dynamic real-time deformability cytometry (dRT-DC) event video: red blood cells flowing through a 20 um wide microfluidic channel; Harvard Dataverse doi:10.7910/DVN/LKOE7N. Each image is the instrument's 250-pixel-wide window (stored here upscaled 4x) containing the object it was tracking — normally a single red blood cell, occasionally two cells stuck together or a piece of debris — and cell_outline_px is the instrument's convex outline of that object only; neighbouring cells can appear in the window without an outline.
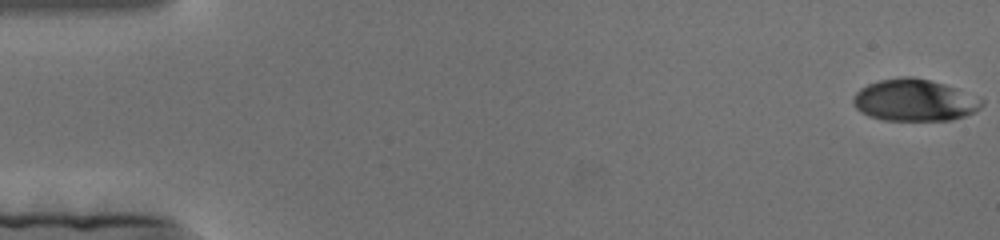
{"species": "human", "species_latin": "Homo sapiens", "temperature_condition": "cold", "stored_images_in_passage": 175, "camera_frame_rate_fps": 3000, "um_per_image_px": 0.085, "donor": {"sex": "female"}, "frame": {"image": 1, "passage_image": 1, "time_ms": 0.0, "image_size_px": [1000, 240], "cell_outline_px": [[984, 104], [976, 112], [952, 120], [884, 120], [868, 116], [860, 112], [856, 108], [852, 100], [852, 96], [860, 88], [868, 84], [880, 80], [900, 76], [912, 76], [944, 84], [956, 88], [984, 100]], "centroid_in_image_um": [77.71, 8.52], "position_along_channel_um": 7.3, "area_um2": 31.5}}
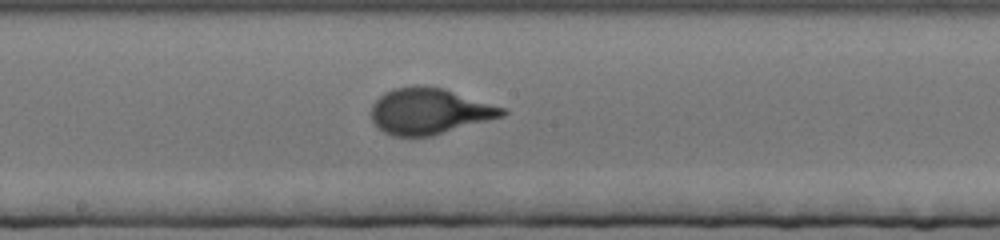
{"frame": {"image": 2, "passage_image": 94, "time_ms": 31.0, "image_size_px": [1000, 240], "cell_outline_px": [[508, 112], [504, 116], [432, 136], [392, 136], [384, 132], [372, 120], [372, 104], [384, 92], [392, 88], [412, 84], [424, 84], [444, 88], [508, 108]], "centroid_in_image_um": [36.53, 9.42], "position_along_channel_um": 211.7, "area_um2": 35.66}}
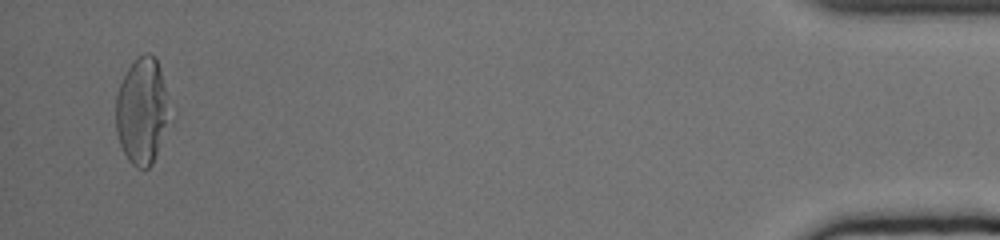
{"frame": {"image": 3, "passage_image": 169, "time_ms": 56.0, "image_size_px": [1000, 240], "cell_outline_px": [[176, 120], [152, 164], [148, 168], [136, 168], [128, 160], [120, 144], [116, 132], [116, 96], [120, 84], [128, 68], [136, 56], [144, 52], [148, 52], [156, 56], [176, 112]], "centroid_in_image_um": [12.21, 9.44], "position_along_channel_um": 423.0, "area_um2": 35.78}}